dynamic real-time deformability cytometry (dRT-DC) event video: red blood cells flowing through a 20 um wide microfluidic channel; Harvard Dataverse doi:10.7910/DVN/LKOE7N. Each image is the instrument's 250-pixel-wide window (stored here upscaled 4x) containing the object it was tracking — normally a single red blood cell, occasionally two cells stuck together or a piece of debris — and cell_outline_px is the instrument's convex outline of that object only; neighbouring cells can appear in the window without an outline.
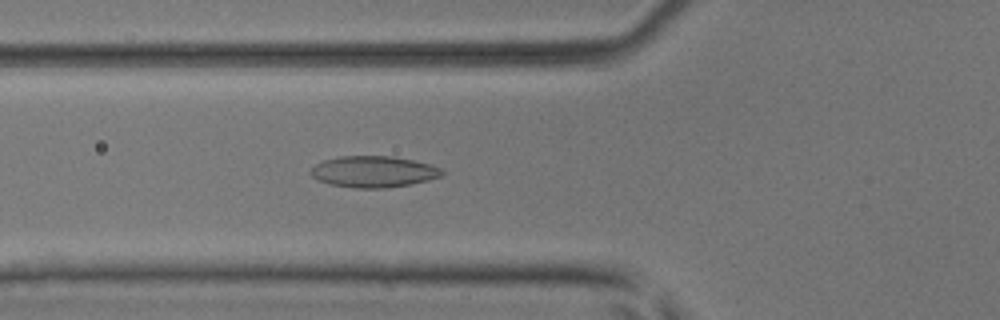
{"species": "common noctule bat (a hibernating species)", "species_latin": "Nyctalus noctula", "temperature_condition": "room temperature", "stored_images_in_passage": 36, "camera_frame_rate_fps": 3000, "um_per_image_px": 0.085, "animal": {"sex": "male", "body_mass_g": 17.9, "forearm_length_mm": 54.2}, "frame": {"image": 1, "passage_image": 4, "time_ms": 1.0, "image_size_px": [1000, 320], "cell_outline_px": [[444, 172], [440, 176], [428, 180], [408, 184], [384, 188], [356, 188], [332, 184], [316, 180], [308, 172], [316, 164], [324, 160], [340, 156], [392, 156], [412, 160], [428, 164], [440, 168]], "centroid_in_image_um": [31.7, 14.59], "position_along_channel_um": 94.1, "area_um2": 23.7}}
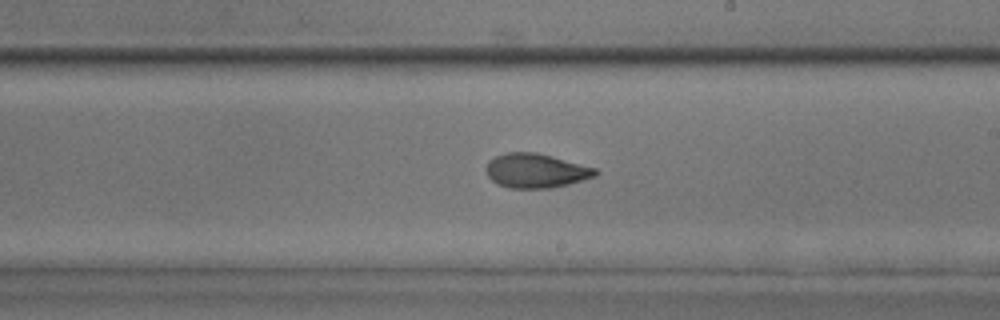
{"frame": {"image": 2, "passage_image": 15, "time_ms": 4.667, "image_size_px": [1000, 320], "cell_outline_px": [[600, 172], [596, 176], [568, 184], [552, 188], [508, 188], [496, 184], [488, 176], [484, 168], [488, 160], [496, 156], [508, 152], [536, 152], [552, 156], [596, 168]], "centroid_in_image_um": [45.53, 14.51], "position_along_channel_um": 243.5, "area_um2": 22.02}}
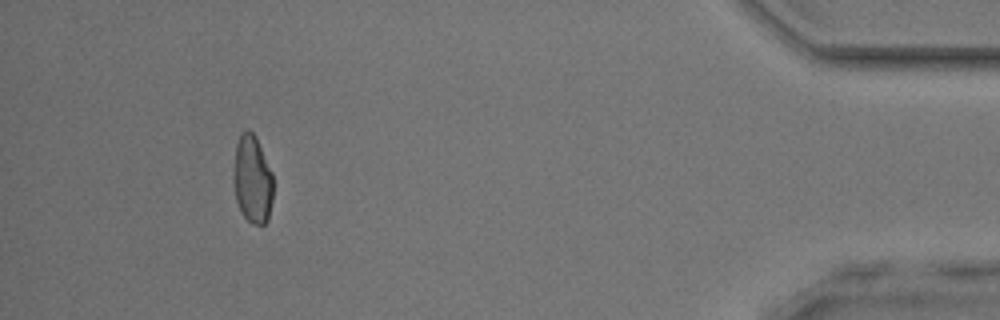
{"frame": {"image": 3, "passage_image": 32, "time_ms": 10.333, "image_size_px": [1000, 320], "cell_outline_px": [[272, 200], [268, 220], [264, 224], [256, 224], [248, 220], [240, 212], [236, 200], [232, 180], [232, 176], [236, 144], [240, 136], [248, 128], [256, 136], [272, 172]], "centroid_in_image_um": [21.43, 15.24], "position_along_channel_um": 413.8, "area_um2": 20.46}, "authors_computed_cell_mechanics": {"area_um2": 21.1259, "velocity_mm_per_s": 4.0861, "shape_relaxation_time_tau1_ms": 5.7222, "shape_relaxation_time_tau2_ms": 1.7698, "deformation_change_tau1": 0.1537, "deformation_change_tau2": 0.0625}}